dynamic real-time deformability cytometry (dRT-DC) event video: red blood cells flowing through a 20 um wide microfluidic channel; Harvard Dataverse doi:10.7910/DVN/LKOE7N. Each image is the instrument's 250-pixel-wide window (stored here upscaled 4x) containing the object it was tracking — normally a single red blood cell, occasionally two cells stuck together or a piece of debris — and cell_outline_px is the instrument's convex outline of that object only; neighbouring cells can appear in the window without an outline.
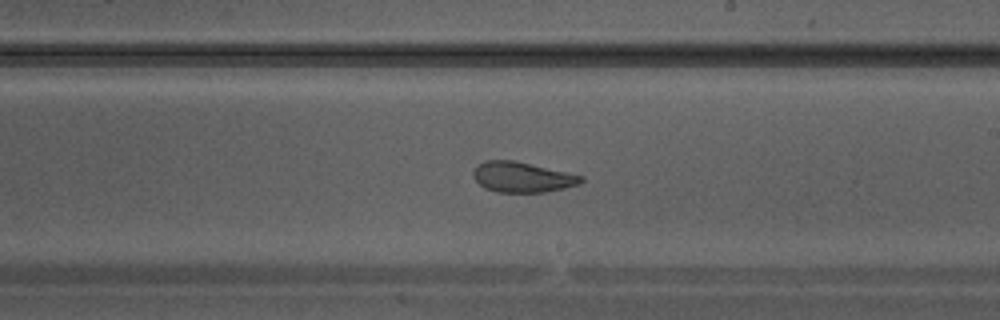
{"species": "Egyptian fruit bat (a non-hibernating species)", "species_latin": "Rousettus aegyptiacus", "temperature_condition": "warm", "stored_images_in_passage": 36, "camera_frame_rate_fps": 3000, "um_per_image_px": 0.085, "animal": {"sex": "male"}, "frame": {"image": 1, "passage_image": 21, "time_ms": 6.667, "image_size_px": [1000, 320], "cell_outline_px": [[584, 180], [580, 184], [564, 188], [544, 192], [496, 192], [484, 188], [472, 176], [472, 172], [476, 164], [484, 160], [512, 160], [584, 176]], "centroid_in_image_um": [44.35, 15.05], "position_along_channel_um": 244.6, "area_um2": 19.07}}